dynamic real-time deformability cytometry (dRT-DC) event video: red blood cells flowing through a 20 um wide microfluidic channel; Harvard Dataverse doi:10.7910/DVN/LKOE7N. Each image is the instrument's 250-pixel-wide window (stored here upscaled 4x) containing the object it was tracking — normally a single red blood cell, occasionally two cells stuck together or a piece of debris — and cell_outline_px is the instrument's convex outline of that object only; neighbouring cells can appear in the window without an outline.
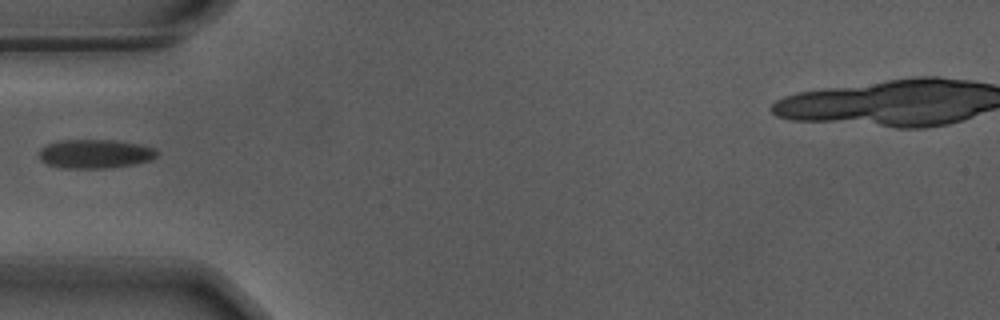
{"species": "Egyptian fruit bat (a non-hibernating species)", "species_latin": "Rousettus aegyptiacus", "temperature_condition": "warm", "stored_images_in_passage": 38, "camera_frame_rate_fps": 3000, "um_per_image_px": 0.085, "animal": {"sex": "male"}, "frame": {"image": 1, "passage_image": 1, "time_ms": 0.0, "image_size_px": [1000, 320], "cell_outline_px": [[160, 152], [152, 160], [112, 168], [60, 168], [48, 164], [40, 160], [40, 148], [48, 144], [64, 140], [112, 140], [136, 144], [152, 148]], "centroid_in_image_um": [8.07, 13.09], "position_along_channel_um": 76.9, "area_um2": 19.71}}
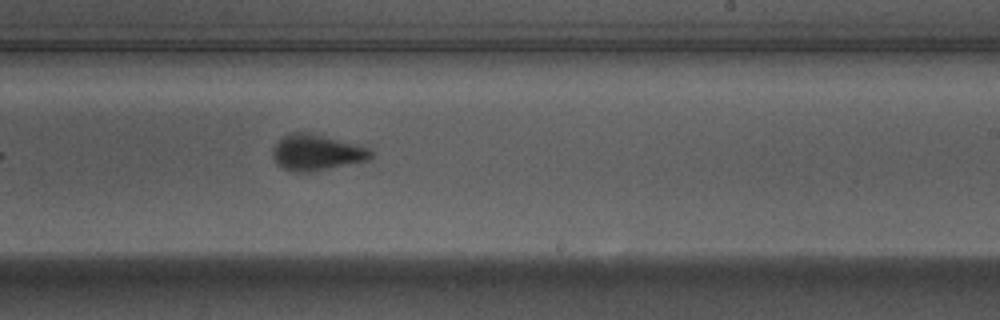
{"frame": {"image": 2, "passage_image": 16, "time_ms": 5.0, "image_size_px": [1000, 320], "cell_outline_px": [[376, 156], [368, 160], [308, 172], [296, 172], [284, 168], [276, 164], [272, 156], [272, 148], [276, 140], [292, 132], [308, 132], [368, 148]], "centroid_in_image_um": [26.85, 12.96], "position_along_channel_um": 262.1, "area_um2": 20.35}}
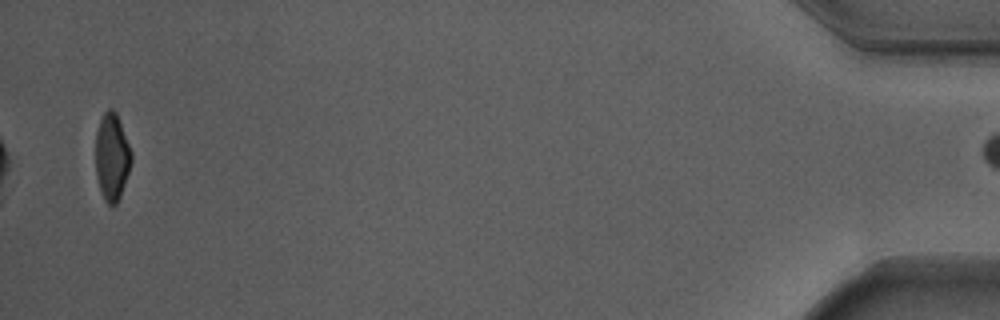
{"frame": {"image": 3, "passage_image": 37, "time_ms": 12.0, "image_size_px": [1000, 320], "cell_outline_px": [[132, 160], [120, 196], [116, 204], [108, 204], [104, 200], [100, 188], [96, 172], [96, 132], [100, 120], [104, 112], [108, 108], [112, 108], [116, 112], [132, 152]], "centroid_in_image_um": [9.51, 13.3], "position_along_channel_um": 425.7, "area_um2": 17.92}}